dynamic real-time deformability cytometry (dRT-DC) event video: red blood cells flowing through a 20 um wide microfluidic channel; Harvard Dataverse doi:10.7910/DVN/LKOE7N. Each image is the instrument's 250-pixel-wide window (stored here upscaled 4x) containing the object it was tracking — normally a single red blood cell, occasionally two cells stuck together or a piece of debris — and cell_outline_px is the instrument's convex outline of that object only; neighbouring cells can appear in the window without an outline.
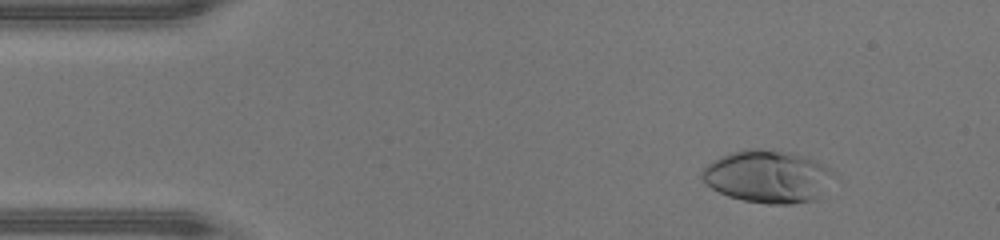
{"species": "human", "species_latin": "Homo sapiens", "temperature_condition": "warm", "stored_images_in_passage": 47, "camera_frame_rate_fps": 3000, "um_per_image_px": 0.085, "donor": {"sex": "male"}, "frame": {"image": 1, "passage_image": 6, "time_ms": 1.667, "image_size_px": [1000, 240], "cell_outline_px": [[840, 180], [816, 200], [792, 204], [768, 204], [744, 200], [728, 196], [712, 188], [700, 176], [700, 172], [708, 164], [720, 156], [732, 152], [748, 148], [760, 148], [792, 152], [808, 156], [824, 164]], "centroid_in_image_um": [65.37, 15.0], "position_along_channel_um": 19.6, "area_um2": 41.27}}
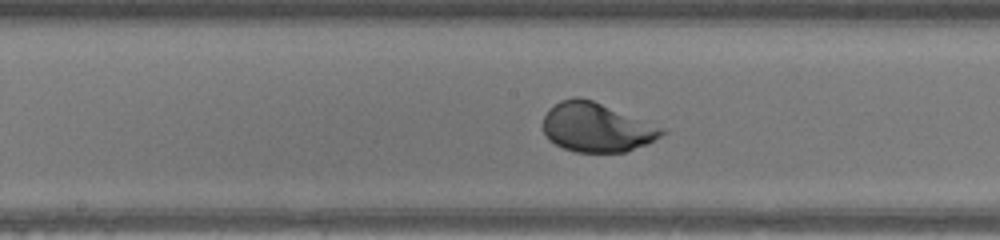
{"frame": {"image": 2, "passage_image": 24, "time_ms": 7.667, "image_size_px": [1000, 240], "cell_outline_px": [[668, 132], [648, 144], [624, 152], [576, 152], [564, 148], [548, 140], [544, 132], [544, 116], [548, 108], [560, 100], [576, 96], [592, 100], [660, 128]], "centroid_in_image_um": [50.65, 10.84], "position_along_channel_um": 197.6, "area_um2": 33.47}}
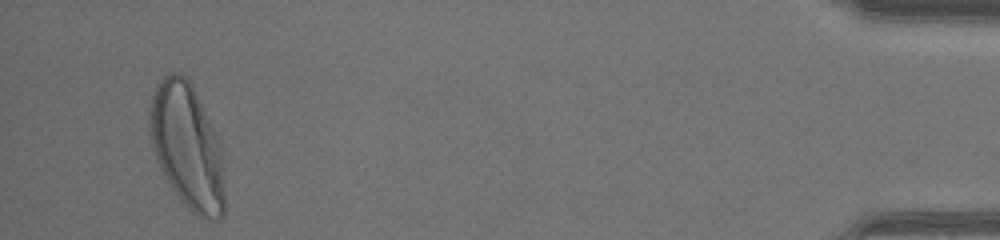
{"frame": {"image": 3, "passage_image": 45, "time_ms": 14.667, "image_size_px": [1000, 240], "cell_outline_px": [[224, 216], [220, 220], [212, 220], [196, 216], [180, 200], [172, 188], [156, 160], [152, 144], [148, 124], [148, 120], [152, 96], [156, 84], [168, 72], [176, 72], [184, 76], [188, 80], [212, 128], [220, 148], [224, 192]], "centroid_in_image_um": [15.87, 12.49], "position_along_channel_um": 419.3, "area_um2": 53.75}, "authors_computed_cell_mechanics": {"area_um2": 35.836, "velocity_mm_per_s": 4.3991, "shape_relaxation_time_tau1_ms": 1.6423, "shape_relaxation_time_tau2_ms": null, "deformation_change_tau1": 0.1686, "deformation_change_tau2": null}}